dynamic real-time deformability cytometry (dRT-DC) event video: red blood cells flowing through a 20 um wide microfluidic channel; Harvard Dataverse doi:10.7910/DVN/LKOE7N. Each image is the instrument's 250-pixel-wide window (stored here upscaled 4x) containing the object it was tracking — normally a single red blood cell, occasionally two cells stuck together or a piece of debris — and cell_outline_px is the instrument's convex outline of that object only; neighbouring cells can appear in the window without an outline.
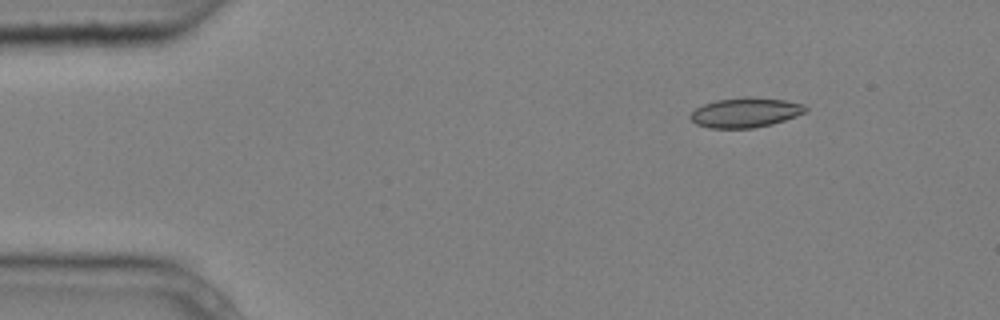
{"species": "common noctule bat (a hibernating species)", "species_latin": "Nyctalus noctula", "temperature_condition": "cold", "stored_images_in_passage": 5, "camera_frame_rate_fps": 3000, "um_per_image_px": 0.085, "animal": {"sex": "male", "body_mass_g": 20.4}, "frame": {"image": 1, "passage_image": 2, "time_ms": 0.333, "image_size_px": [1000, 320], "cell_outline_px": [[808, 112], [772, 124], [752, 128], [708, 128], [696, 124], [688, 116], [696, 108], [704, 104], [716, 100], [744, 96], [784, 100], [804, 104], [808, 108]], "centroid_in_image_um": [63.37, 9.56], "position_along_channel_um": 21.6, "area_um2": 20.06}}
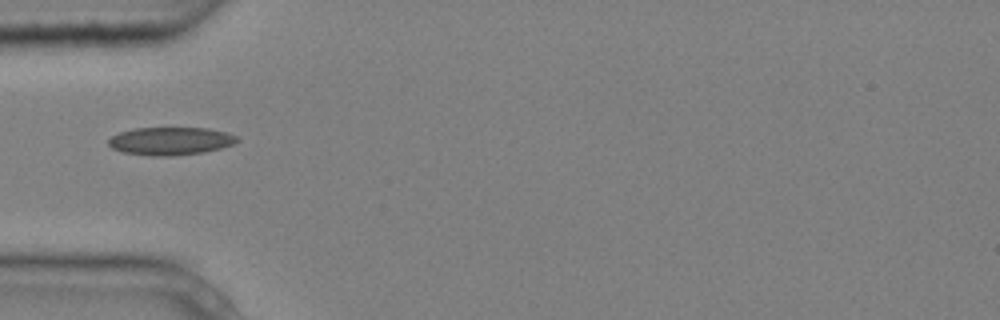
{"frame": {"image": 2, "passage_image": 5, "time_ms": 1.333, "image_size_px": [1000, 320], "cell_outline_px": [[240, 140], [236, 144], [204, 152], [172, 156], [152, 156], [124, 152], [112, 148], [108, 144], [108, 140], [112, 136], [120, 132], [136, 128], [208, 128], [224, 132], [236, 136]], "centroid_in_image_um": [14.51, 11.99], "position_along_channel_um": 70.5, "area_um2": 20.87}}